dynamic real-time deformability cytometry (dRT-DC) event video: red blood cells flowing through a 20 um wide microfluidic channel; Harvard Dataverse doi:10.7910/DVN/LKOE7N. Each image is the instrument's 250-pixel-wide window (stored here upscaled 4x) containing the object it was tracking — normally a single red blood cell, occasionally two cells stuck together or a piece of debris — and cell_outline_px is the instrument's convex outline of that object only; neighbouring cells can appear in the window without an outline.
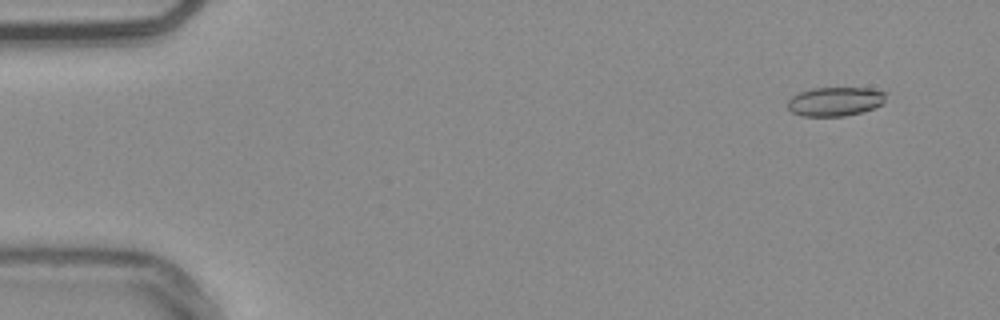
{"species": "common noctule bat (a hibernating species)", "species_latin": "Nyctalus noctula", "temperature_condition": "warm", "stored_images_in_passage": 55, "camera_frame_rate_fps": 3000, "um_per_image_px": 0.085, "animal": {"sex": "male", "body_mass_g": 20.4}, "frame": {"image": 1, "passage_image": 5, "time_ms": 1.333, "image_size_px": [1000, 320], "cell_outline_px": [[888, 92], [884, 104], [864, 112], [844, 116], [800, 116], [792, 112], [788, 108], [788, 100], [792, 96], [800, 92], [812, 88], [872, 88]], "centroid_in_image_um": [71.05, 8.62], "position_along_channel_um": 14.0, "area_um2": 16.94}}
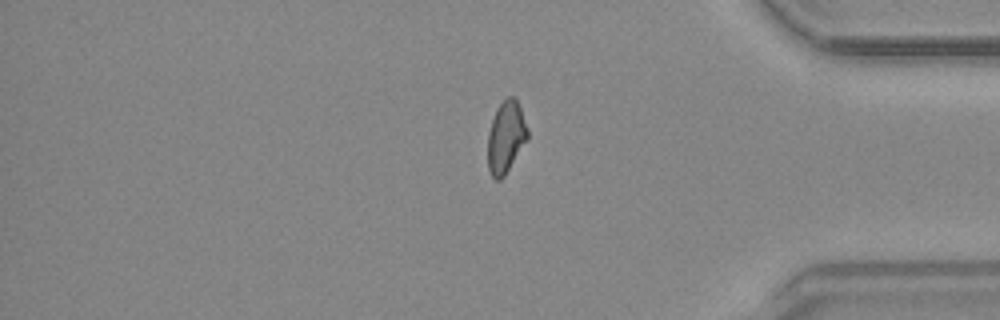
{"frame": {"image": 2, "passage_image": 46, "time_ms": 15.0, "image_size_px": [1000, 320], "cell_outline_px": [[528, 140], [504, 176], [500, 180], [496, 180], [492, 176], [488, 168], [488, 132], [496, 108], [508, 96], [512, 96], [516, 100], [520, 108], [528, 128]], "centroid_in_image_um": [43.01, 11.66], "position_along_channel_um": 392.2, "area_um2": 16.65}}
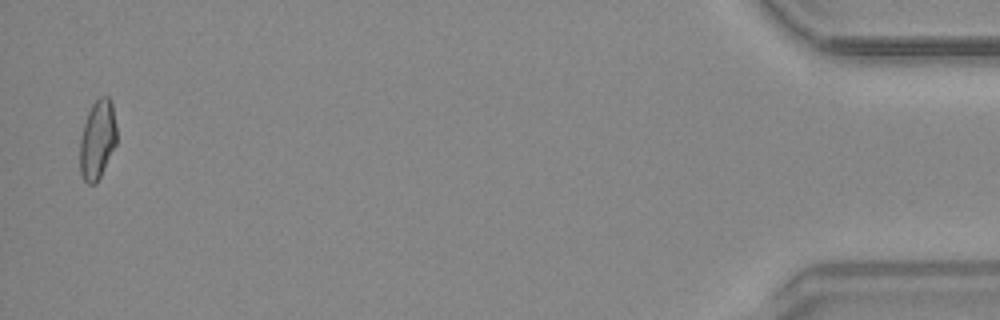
{"frame": {"image": 3, "passage_image": 54, "time_ms": 17.667, "image_size_px": [1000, 320], "cell_outline_px": [[116, 144], [96, 184], [88, 184], [84, 180], [80, 172], [80, 140], [84, 124], [88, 112], [92, 104], [100, 96], [108, 96], [112, 104], [116, 124]], "centroid_in_image_um": [8.28, 11.86], "position_along_channel_um": 426.9, "area_um2": 16.82}, "authors_computed_cell_mechanics": {"area_um2": 16.9354, "velocity_mm_per_s": 3.8057, "shape_relaxation_time_tau1_ms": 9.047, "shape_relaxation_time_tau2_ms": 2.9179, "deformation_change_tau1": 0.1644, "deformation_change_tau2": 0.0803}}